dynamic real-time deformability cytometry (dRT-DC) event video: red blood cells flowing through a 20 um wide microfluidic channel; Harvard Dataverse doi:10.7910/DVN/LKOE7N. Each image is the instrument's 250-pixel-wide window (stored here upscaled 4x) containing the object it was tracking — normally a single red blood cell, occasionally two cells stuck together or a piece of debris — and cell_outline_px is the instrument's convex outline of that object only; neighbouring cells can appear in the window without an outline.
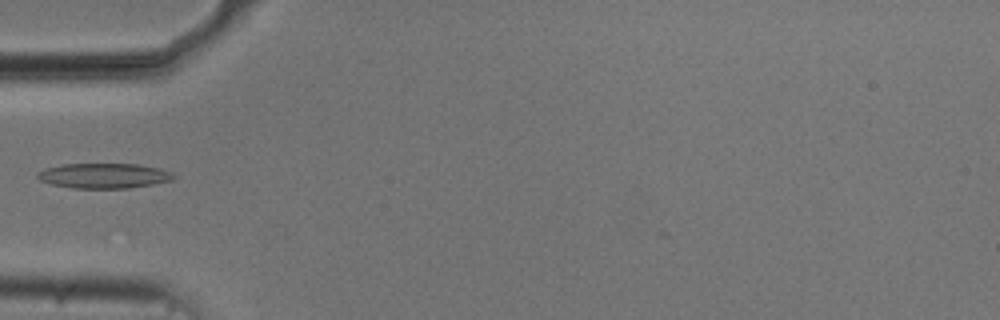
{"species": "common noctule bat (a hibernating species)", "species_latin": "Nyctalus noctula", "temperature_condition": "cold", "stored_images_in_passage": 32, "camera_frame_rate_fps": 3000, "um_per_image_px": 0.085, "animal": {"sex": "male", "body_mass_g": 20.5, "forearm_length_mm": 52.5}, "frame": {"image": 1, "passage_image": 1, "time_ms": 0.0, "image_size_px": [1000, 320], "cell_outline_px": [[176, 176], [172, 180], [152, 184], [128, 188], [72, 188], [52, 184], [40, 180], [36, 176], [36, 172], [44, 168], [64, 164], [136, 164], [160, 168], [172, 172]], "centroid_in_image_um": [8.81, 14.93], "position_along_channel_um": 76.2, "area_um2": 19.88}}
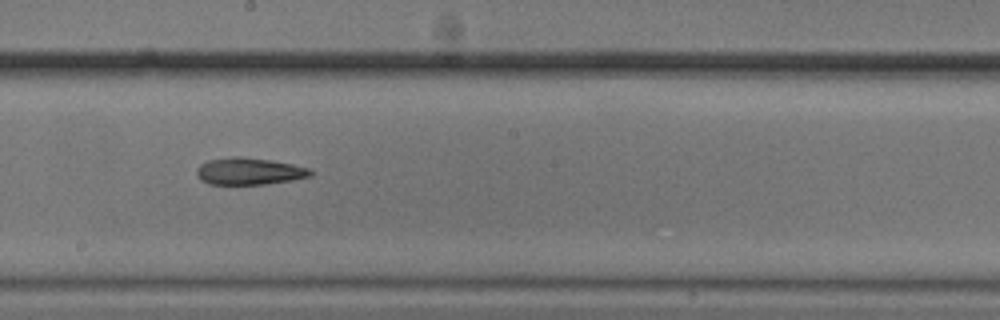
{"frame": {"image": 2, "passage_image": 13, "time_ms": 4.0, "image_size_px": [1000, 320], "cell_outline_px": [[312, 176], [292, 180], [264, 184], [208, 184], [200, 180], [196, 176], [196, 168], [200, 164], [208, 160], [232, 156], [240, 156], [272, 160], [292, 164], [308, 168], [312, 172]], "centroid_in_image_um": [21.13, 14.55], "position_along_channel_um": 227.1, "area_um2": 18.03}}
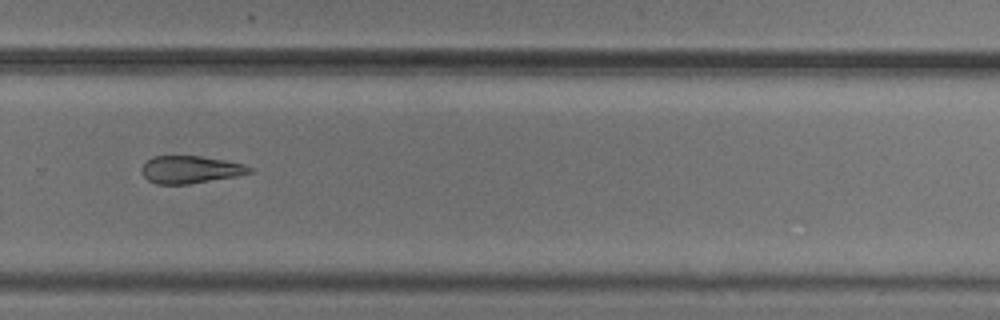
{"frame": {"image": 3, "passage_image": 20, "time_ms": 6.333, "image_size_px": [1000, 320], "cell_outline_px": [[252, 172], [236, 176], [188, 184], [156, 184], [148, 180], [140, 172], [140, 168], [152, 156], [200, 156], [224, 160], [244, 164], [252, 168]], "centroid_in_image_um": [16.15, 14.41], "position_along_channel_um": 313.7, "area_um2": 17.22}}